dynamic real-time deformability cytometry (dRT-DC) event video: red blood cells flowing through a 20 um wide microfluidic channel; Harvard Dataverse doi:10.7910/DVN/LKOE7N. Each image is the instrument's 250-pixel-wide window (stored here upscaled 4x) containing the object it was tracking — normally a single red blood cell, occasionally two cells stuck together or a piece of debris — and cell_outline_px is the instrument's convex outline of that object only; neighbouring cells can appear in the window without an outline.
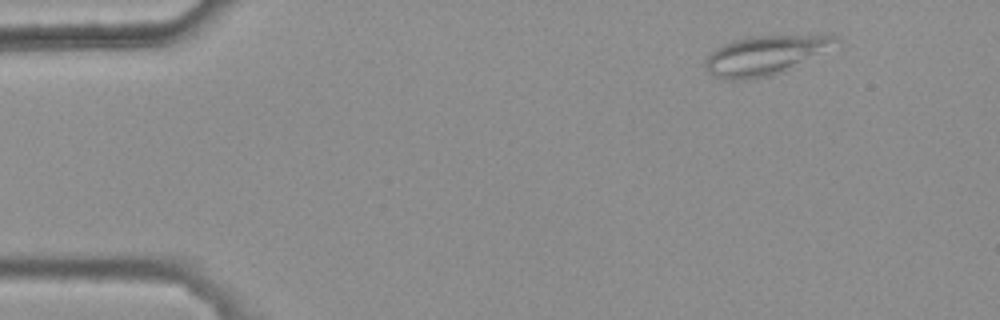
{"species": "common noctule bat (a hibernating species)", "species_latin": "Nyctalus noctula", "temperature_condition": "warm", "stored_images_in_passage": 4, "camera_frame_rate_fps": 3000, "um_per_image_px": 0.085, "animal": {"sex": "female", "body_mass_g": 25.1}, "frame": {"image": 1, "passage_image": 1, "time_ms": 0.0, "image_size_px": [1000, 320], "cell_outline_px": [[840, 40], [784, 72], [772, 76], [740, 80], [732, 80], [712, 76], [704, 68], [704, 60], [716, 48], [732, 40], [752, 36], [832, 32]], "centroid_in_image_um": [65.03, 4.65], "position_along_channel_um": 20.0, "area_um2": 30.17}}